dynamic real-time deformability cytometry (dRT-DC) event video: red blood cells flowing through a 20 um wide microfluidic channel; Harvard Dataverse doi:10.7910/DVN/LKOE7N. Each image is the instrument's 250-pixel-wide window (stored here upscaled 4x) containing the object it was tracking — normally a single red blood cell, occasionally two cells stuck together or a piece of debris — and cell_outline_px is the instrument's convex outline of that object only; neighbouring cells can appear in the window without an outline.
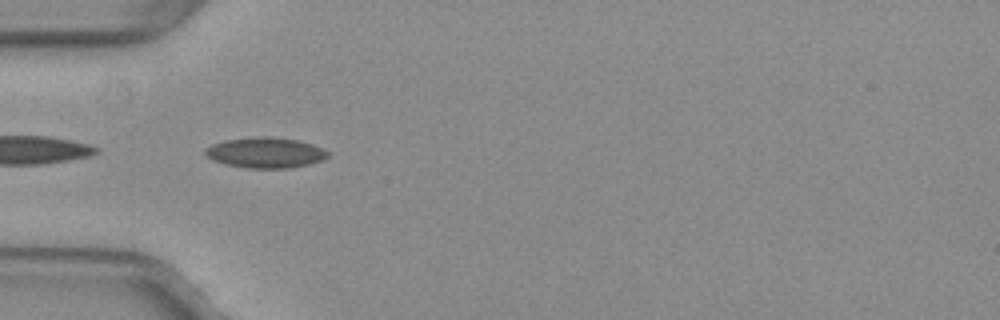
{"species": "common noctule bat (a hibernating species)", "species_latin": "Nyctalus noctula", "temperature_condition": "warm", "stored_images_in_passage": 36, "camera_frame_rate_fps": 3000, "um_per_image_px": 0.085, "animal": {"sex": "female", "body_mass_g": 29.2, "forearm_length_mm": 56.3}, "frame": {"image": 1, "passage_image": 1, "time_ms": 0.0, "image_size_px": [1000, 320], "cell_outline_px": [[328, 156], [324, 160], [308, 164], [288, 168], [244, 168], [224, 164], [212, 160], [204, 152], [204, 148], [212, 144], [224, 140], [256, 136], [268, 136], [296, 140], [312, 144], [328, 152]], "centroid_in_image_um": [22.51, 12.98], "position_along_channel_um": 62.5, "area_um2": 21.85}}
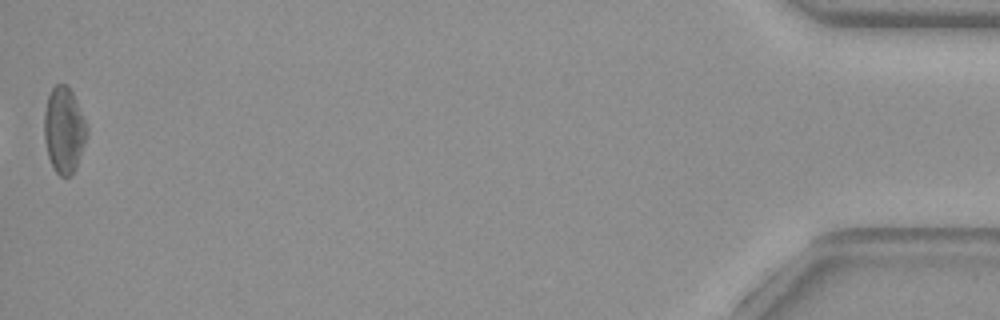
{"frame": {"image": 2, "passage_image": 36, "time_ms": 11.667, "image_size_px": [1000, 320], "cell_outline_px": [[84, 144], [72, 176], [60, 176], [56, 172], [48, 156], [44, 140], [44, 112], [48, 96], [52, 88], [56, 84], [64, 84], [72, 92], [76, 100], [84, 120]], "centroid_in_image_um": [5.39, 11.05], "position_along_channel_um": 429.8, "area_um2": 20.69}, "authors_computed_cell_mechanics": {"area_um2": 20.23, "velocity_mm_per_s": 4.0054, "shape_relaxation_time_tau1_ms": 9.1138, "shape_relaxation_time_tau2_ms": 2.032, "deformation_change_tau1": 0.1892, "deformation_change_tau2": 0.0595}}